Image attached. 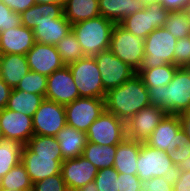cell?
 Returning a JSON list of instances; mask_svg holds the SVG:
<instances>
[{"label": "cell", "instance_id": "1", "mask_svg": "<svg viewBox=\"0 0 190 191\" xmlns=\"http://www.w3.org/2000/svg\"><path fill=\"white\" fill-rule=\"evenodd\" d=\"M149 105L147 87L137 73L122 85L109 90L105 98L106 110L124 122Z\"/></svg>", "mask_w": 190, "mask_h": 191}, {"label": "cell", "instance_id": "2", "mask_svg": "<svg viewBox=\"0 0 190 191\" xmlns=\"http://www.w3.org/2000/svg\"><path fill=\"white\" fill-rule=\"evenodd\" d=\"M147 90L151 105L167 114L180 115L190 109V70L179 67L168 85Z\"/></svg>", "mask_w": 190, "mask_h": 191}, {"label": "cell", "instance_id": "3", "mask_svg": "<svg viewBox=\"0 0 190 191\" xmlns=\"http://www.w3.org/2000/svg\"><path fill=\"white\" fill-rule=\"evenodd\" d=\"M114 26L112 21L100 15L72 25V31L84 55L93 57L109 49Z\"/></svg>", "mask_w": 190, "mask_h": 191}, {"label": "cell", "instance_id": "4", "mask_svg": "<svg viewBox=\"0 0 190 191\" xmlns=\"http://www.w3.org/2000/svg\"><path fill=\"white\" fill-rule=\"evenodd\" d=\"M177 39L164 27L153 30L144 39L145 55L140 69L174 64V52Z\"/></svg>", "mask_w": 190, "mask_h": 191}, {"label": "cell", "instance_id": "5", "mask_svg": "<svg viewBox=\"0 0 190 191\" xmlns=\"http://www.w3.org/2000/svg\"><path fill=\"white\" fill-rule=\"evenodd\" d=\"M80 97L105 99L107 92L103 88L101 72L94 57L85 56L68 64Z\"/></svg>", "mask_w": 190, "mask_h": 191}, {"label": "cell", "instance_id": "6", "mask_svg": "<svg viewBox=\"0 0 190 191\" xmlns=\"http://www.w3.org/2000/svg\"><path fill=\"white\" fill-rule=\"evenodd\" d=\"M176 173L177 168L172 163L168 153L141 142L140 153L137 159V176L141 181L161 176L173 180L176 177Z\"/></svg>", "mask_w": 190, "mask_h": 191}, {"label": "cell", "instance_id": "7", "mask_svg": "<svg viewBox=\"0 0 190 191\" xmlns=\"http://www.w3.org/2000/svg\"><path fill=\"white\" fill-rule=\"evenodd\" d=\"M109 50L137 72L145 55L144 39L134 36L119 24H115Z\"/></svg>", "mask_w": 190, "mask_h": 191}, {"label": "cell", "instance_id": "8", "mask_svg": "<svg viewBox=\"0 0 190 191\" xmlns=\"http://www.w3.org/2000/svg\"><path fill=\"white\" fill-rule=\"evenodd\" d=\"M169 11L160 3L150 4L125 17L119 25L136 37L145 39L153 30L164 27Z\"/></svg>", "mask_w": 190, "mask_h": 191}, {"label": "cell", "instance_id": "9", "mask_svg": "<svg viewBox=\"0 0 190 191\" xmlns=\"http://www.w3.org/2000/svg\"><path fill=\"white\" fill-rule=\"evenodd\" d=\"M186 140L187 137L185 130L182 128L180 116L166 114L144 143L170 154Z\"/></svg>", "mask_w": 190, "mask_h": 191}, {"label": "cell", "instance_id": "10", "mask_svg": "<svg viewBox=\"0 0 190 191\" xmlns=\"http://www.w3.org/2000/svg\"><path fill=\"white\" fill-rule=\"evenodd\" d=\"M87 141L98 145H118L126 138L125 122L106 109L90 125Z\"/></svg>", "mask_w": 190, "mask_h": 191}, {"label": "cell", "instance_id": "11", "mask_svg": "<svg viewBox=\"0 0 190 191\" xmlns=\"http://www.w3.org/2000/svg\"><path fill=\"white\" fill-rule=\"evenodd\" d=\"M64 107L66 124L84 132L106 109L105 99L88 97L77 98Z\"/></svg>", "mask_w": 190, "mask_h": 191}, {"label": "cell", "instance_id": "12", "mask_svg": "<svg viewBox=\"0 0 190 191\" xmlns=\"http://www.w3.org/2000/svg\"><path fill=\"white\" fill-rule=\"evenodd\" d=\"M93 57L101 72V80L106 92L122 85L136 74V71L116 57L109 49Z\"/></svg>", "mask_w": 190, "mask_h": 191}, {"label": "cell", "instance_id": "13", "mask_svg": "<svg viewBox=\"0 0 190 191\" xmlns=\"http://www.w3.org/2000/svg\"><path fill=\"white\" fill-rule=\"evenodd\" d=\"M34 135L53 136L66 124L65 107L44 99L32 117Z\"/></svg>", "mask_w": 190, "mask_h": 191}, {"label": "cell", "instance_id": "14", "mask_svg": "<svg viewBox=\"0 0 190 191\" xmlns=\"http://www.w3.org/2000/svg\"><path fill=\"white\" fill-rule=\"evenodd\" d=\"M63 162L62 155L36 154L26 145L21 150V163L26 168L33 184L39 180L60 174Z\"/></svg>", "mask_w": 190, "mask_h": 191}, {"label": "cell", "instance_id": "15", "mask_svg": "<svg viewBox=\"0 0 190 191\" xmlns=\"http://www.w3.org/2000/svg\"><path fill=\"white\" fill-rule=\"evenodd\" d=\"M80 98L78 88L75 85L71 70L68 65L55 70L47 78L45 99L63 106Z\"/></svg>", "mask_w": 190, "mask_h": 191}, {"label": "cell", "instance_id": "16", "mask_svg": "<svg viewBox=\"0 0 190 191\" xmlns=\"http://www.w3.org/2000/svg\"><path fill=\"white\" fill-rule=\"evenodd\" d=\"M166 114L155 105L144 107L125 122L126 138L145 142Z\"/></svg>", "mask_w": 190, "mask_h": 191}, {"label": "cell", "instance_id": "17", "mask_svg": "<svg viewBox=\"0 0 190 191\" xmlns=\"http://www.w3.org/2000/svg\"><path fill=\"white\" fill-rule=\"evenodd\" d=\"M0 124L5 139L16 140L23 146L34 135L32 117L6 107L0 109Z\"/></svg>", "mask_w": 190, "mask_h": 191}, {"label": "cell", "instance_id": "18", "mask_svg": "<svg viewBox=\"0 0 190 191\" xmlns=\"http://www.w3.org/2000/svg\"><path fill=\"white\" fill-rule=\"evenodd\" d=\"M97 173V167L82 155L65 160L61 166V175L68 191L83 188L93 182Z\"/></svg>", "mask_w": 190, "mask_h": 191}, {"label": "cell", "instance_id": "19", "mask_svg": "<svg viewBox=\"0 0 190 191\" xmlns=\"http://www.w3.org/2000/svg\"><path fill=\"white\" fill-rule=\"evenodd\" d=\"M26 58L31 71L47 77L55 70L65 66L55 45H46L35 42L32 49L26 54Z\"/></svg>", "mask_w": 190, "mask_h": 191}, {"label": "cell", "instance_id": "20", "mask_svg": "<svg viewBox=\"0 0 190 191\" xmlns=\"http://www.w3.org/2000/svg\"><path fill=\"white\" fill-rule=\"evenodd\" d=\"M33 30L24 25L0 31L2 54L26 55L34 46Z\"/></svg>", "mask_w": 190, "mask_h": 191}, {"label": "cell", "instance_id": "21", "mask_svg": "<svg viewBox=\"0 0 190 191\" xmlns=\"http://www.w3.org/2000/svg\"><path fill=\"white\" fill-rule=\"evenodd\" d=\"M30 71L26 55L2 54L0 60V78L12 89Z\"/></svg>", "mask_w": 190, "mask_h": 191}, {"label": "cell", "instance_id": "22", "mask_svg": "<svg viewBox=\"0 0 190 191\" xmlns=\"http://www.w3.org/2000/svg\"><path fill=\"white\" fill-rule=\"evenodd\" d=\"M55 137L59 141L63 161L82 155L87 143L86 132L77 130L69 125L62 128Z\"/></svg>", "mask_w": 190, "mask_h": 191}, {"label": "cell", "instance_id": "23", "mask_svg": "<svg viewBox=\"0 0 190 191\" xmlns=\"http://www.w3.org/2000/svg\"><path fill=\"white\" fill-rule=\"evenodd\" d=\"M22 25L29 29H34L40 23L53 22V19H58L64 15L63 4L36 3L26 11L20 13Z\"/></svg>", "mask_w": 190, "mask_h": 191}, {"label": "cell", "instance_id": "24", "mask_svg": "<svg viewBox=\"0 0 190 191\" xmlns=\"http://www.w3.org/2000/svg\"><path fill=\"white\" fill-rule=\"evenodd\" d=\"M141 142L125 138L116 145L113 168L119 173L137 175V159Z\"/></svg>", "mask_w": 190, "mask_h": 191}, {"label": "cell", "instance_id": "25", "mask_svg": "<svg viewBox=\"0 0 190 191\" xmlns=\"http://www.w3.org/2000/svg\"><path fill=\"white\" fill-rule=\"evenodd\" d=\"M140 0H99L100 15L114 24H119L125 17L144 9Z\"/></svg>", "mask_w": 190, "mask_h": 191}, {"label": "cell", "instance_id": "26", "mask_svg": "<svg viewBox=\"0 0 190 191\" xmlns=\"http://www.w3.org/2000/svg\"><path fill=\"white\" fill-rule=\"evenodd\" d=\"M72 30L71 23L63 15L58 19H53V22L40 23L33 29L35 42L56 45Z\"/></svg>", "mask_w": 190, "mask_h": 191}, {"label": "cell", "instance_id": "27", "mask_svg": "<svg viewBox=\"0 0 190 191\" xmlns=\"http://www.w3.org/2000/svg\"><path fill=\"white\" fill-rule=\"evenodd\" d=\"M63 11L66 19L74 25L100 16L99 0H65Z\"/></svg>", "mask_w": 190, "mask_h": 191}, {"label": "cell", "instance_id": "28", "mask_svg": "<svg viewBox=\"0 0 190 191\" xmlns=\"http://www.w3.org/2000/svg\"><path fill=\"white\" fill-rule=\"evenodd\" d=\"M44 99V95L28 93L13 88L8 99L6 108L33 117Z\"/></svg>", "mask_w": 190, "mask_h": 191}, {"label": "cell", "instance_id": "29", "mask_svg": "<svg viewBox=\"0 0 190 191\" xmlns=\"http://www.w3.org/2000/svg\"><path fill=\"white\" fill-rule=\"evenodd\" d=\"M116 154V145L106 146L88 142L82 156L89 160L98 170L113 167Z\"/></svg>", "mask_w": 190, "mask_h": 191}, {"label": "cell", "instance_id": "30", "mask_svg": "<svg viewBox=\"0 0 190 191\" xmlns=\"http://www.w3.org/2000/svg\"><path fill=\"white\" fill-rule=\"evenodd\" d=\"M178 68L174 64H165L155 68L139 69L136 73L141 77L147 88H154L168 85Z\"/></svg>", "mask_w": 190, "mask_h": 191}, {"label": "cell", "instance_id": "31", "mask_svg": "<svg viewBox=\"0 0 190 191\" xmlns=\"http://www.w3.org/2000/svg\"><path fill=\"white\" fill-rule=\"evenodd\" d=\"M0 189L32 191L33 183L21 162L0 178Z\"/></svg>", "mask_w": 190, "mask_h": 191}, {"label": "cell", "instance_id": "32", "mask_svg": "<svg viewBox=\"0 0 190 191\" xmlns=\"http://www.w3.org/2000/svg\"><path fill=\"white\" fill-rule=\"evenodd\" d=\"M22 147L16 140H0V178L21 162Z\"/></svg>", "mask_w": 190, "mask_h": 191}, {"label": "cell", "instance_id": "33", "mask_svg": "<svg viewBox=\"0 0 190 191\" xmlns=\"http://www.w3.org/2000/svg\"><path fill=\"white\" fill-rule=\"evenodd\" d=\"M55 47L65 65L85 57L77 37L72 30Z\"/></svg>", "mask_w": 190, "mask_h": 191}, {"label": "cell", "instance_id": "34", "mask_svg": "<svg viewBox=\"0 0 190 191\" xmlns=\"http://www.w3.org/2000/svg\"><path fill=\"white\" fill-rule=\"evenodd\" d=\"M164 28L177 40L190 35V19L185 11L169 12Z\"/></svg>", "mask_w": 190, "mask_h": 191}, {"label": "cell", "instance_id": "35", "mask_svg": "<svg viewBox=\"0 0 190 191\" xmlns=\"http://www.w3.org/2000/svg\"><path fill=\"white\" fill-rule=\"evenodd\" d=\"M26 146L36 154L62 155L59 141L53 136L33 135Z\"/></svg>", "mask_w": 190, "mask_h": 191}, {"label": "cell", "instance_id": "36", "mask_svg": "<svg viewBox=\"0 0 190 191\" xmlns=\"http://www.w3.org/2000/svg\"><path fill=\"white\" fill-rule=\"evenodd\" d=\"M47 78L48 77L45 75L30 70L15 89L45 96L47 89Z\"/></svg>", "mask_w": 190, "mask_h": 191}, {"label": "cell", "instance_id": "37", "mask_svg": "<svg viewBox=\"0 0 190 191\" xmlns=\"http://www.w3.org/2000/svg\"><path fill=\"white\" fill-rule=\"evenodd\" d=\"M119 172L113 167H106L98 170L94 179L98 191H119L118 190Z\"/></svg>", "mask_w": 190, "mask_h": 191}, {"label": "cell", "instance_id": "38", "mask_svg": "<svg viewBox=\"0 0 190 191\" xmlns=\"http://www.w3.org/2000/svg\"><path fill=\"white\" fill-rule=\"evenodd\" d=\"M169 155L177 171H190V141L188 139Z\"/></svg>", "mask_w": 190, "mask_h": 191}, {"label": "cell", "instance_id": "39", "mask_svg": "<svg viewBox=\"0 0 190 191\" xmlns=\"http://www.w3.org/2000/svg\"><path fill=\"white\" fill-rule=\"evenodd\" d=\"M32 191H68V189L60 173L35 182Z\"/></svg>", "mask_w": 190, "mask_h": 191}, {"label": "cell", "instance_id": "40", "mask_svg": "<svg viewBox=\"0 0 190 191\" xmlns=\"http://www.w3.org/2000/svg\"><path fill=\"white\" fill-rule=\"evenodd\" d=\"M22 25L21 15L0 1V31Z\"/></svg>", "mask_w": 190, "mask_h": 191}, {"label": "cell", "instance_id": "41", "mask_svg": "<svg viewBox=\"0 0 190 191\" xmlns=\"http://www.w3.org/2000/svg\"><path fill=\"white\" fill-rule=\"evenodd\" d=\"M174 65L183 68L190 66V41L188 37L177 40L174 52Z\"/></svg>", "mask_w": 190, "mask_h": 191}, {"label": "cell", "instance_id": "42", "mask_svg": "<svg viewBox=\"0 0 190 191\" xmlns=\"http://www.w3.org/2000/svg\"><path fill=\"white\" fill-rule=\"evenodd\" d=\"M140 191H174L173 180L165 176L141 181Z\"/></svg>", "mask_w": 190, "mask_h": 191}, {"label": "cell", "instance_id": "43", "mask_svg": "<svg viewBox=\"0 0 190 191\" xmlns=\"http://www.w3.org/2000/svg\"><path fill=\"white\" fill-rule=\"evenodd\" d=\"M117 179L119 191H140L141 180L137 175L119 173Z\"/></svg>", "mask_w": 190, "mask_h": 191}, {"label": "cell", "instance_id": "44", "mask_svg": "<svg viewBox=\"0 0 190 191\" xmlns=\"http://www.w3.org/2000/svg\"><path fill=\"white\" fill-rule=\"evenodd\" d=\"M173 187L174 191H190V171H177Z\"/></svg>", "mask_w": 190, "mask_h": 191}, {"label": "cell", "instance_id": "45", "mask_svg": "<svg viewBox=\"0 0 190 191\" xmlns=\"http://www.w3.org/2000/svg\"><path fill=\"white\" fill-rule=\"evenodd\" d=\"M3 2L7 7H9L12 11L21 13L26 11L34 4H36L35 0H0Z\"/></svg>", "mask_w": 190, "mask_h": 191}, {"label": "cell", "instance_id": "46", "mask_svg": "<svg viewBox=\"0 0 190 191\" xmlns=\"http://www.w3.org/2000/svg\"><path fill=\"white\" fill-rule=\"evenodd\" d=\"M190 0H160V4L169 12L185 11Z\"/></svg>", "mask_w": 190, "mask_h": 191}, {"label": "cell", "instance_id": "47", "mask_svg": "<svg viewBox=\"0 0 190 191\" xmlns=\"http://www.w3.org/2000/svg\"><path fill=\"white\" fill-rule=\"evenodd\" d=\"M12 88L9 87L1 78H0V109H3L7 106L8 99L10 97Z\"/></svg>", "mask_w": 190, "mask_h": 191}, {"label": "cell", "instance_id": "48", "mask_svg": "<svg viewBox=\"0 0 190 191\" xmlns=\"http://www.w3.org/2000/svg\"><path fill=\"white\" fill-rule=\"evenodd\" d=\"M182 128L185 130L186 137L190 141V109L181 113L180 115Z\"/></svg>", "mask_w": 190, "mask_h": 191}, {"label": "cell", "instance_id": "49", "mask_svg": "<svg viewBox=\"0 0 190 191\" xmlns=\"http://www.w3.org/2000/svg\"><path fill=\"white\" fill-rule=\"evenodd\" d=\"M71 191H98V190L96 188L95 182L93 181L85 185L83 188Z\"/></svg>", "mask_w": 190, "mask_h": 191}, {"label": "cell", "instance_id": "50", "mask_svg": "<svg viewBox=\"0 0 190 191\" xmlns=\"http://www.w3.org/2000/svg\"><path fill=\"white\" fill-rule=\"evenodd\" d=\"M36 3L39 4H50V3H60V4H64L65 0H35Z\"/></svg>", "mask_w": 190, "mask_h": 191}, {"label": "cell", "instance_id": "51", "mask_svg": "<svg viewBox=\"0 0 190 191\" xmlns=\"http://www.w3.org/2000/svg\"><path fill=\"white\" fill-rule=\"evenodd\" d=\"M145 6L159 3L160 0H140Z\"/></svg>", "mask_w": 190, "mask_h": 191}, {"label": "cell", "instance_id": "52", "mask_svg": "<svg viewBox=\"0 0 190 191\" xmlns=\"http://www.w3.org/2000/svg\"><path fill=\"white\" fill-rule=\"evenodd\" d=\"M185 12L187 13V17L190 19V2L188 6L186 7Z\"/></svg>", "mask_w": 190, "mask_h": 191}, {"label": "cell", "instance_id": "53", "mask_svg": "<svg viewBox=\"0 0 190 191\" xmlns=\"http://www.w3.org/2000/svg\"><path fill=\"white\" fill-rule=\"evenodd\" d=\"M4 137H3V132H2V129H1V124H0V140H2Z\"/></svg>", "mask_w": 190, "mask_h": 191}, {"label": "cell", "instance_id": "54", "mask_svg": "<svg viewBox=\"0 0 190 191\" xmlns=\"http://www.w3.org/2000/svg\"><path fill=\"white\" fill-rule=\"evenodd\" d=\"M0 191H16V190L0 189Z\"/></svg>", "mask_w": 190, "mask_h": 191}, {"label": "cell", "instance_id": "55", "mask_svg": "<svg viewBox=\"0 0 190 191\" xmlns=\"http://www.w3.org/2000/svg\"><path fill=\"white\" fill-rule=\"evenodd\" d=\"M1 57H2V52H1V48H0V60H1Z\"/></svg>", "mask_w": 190, "mask_h": 191}]
</instances>
